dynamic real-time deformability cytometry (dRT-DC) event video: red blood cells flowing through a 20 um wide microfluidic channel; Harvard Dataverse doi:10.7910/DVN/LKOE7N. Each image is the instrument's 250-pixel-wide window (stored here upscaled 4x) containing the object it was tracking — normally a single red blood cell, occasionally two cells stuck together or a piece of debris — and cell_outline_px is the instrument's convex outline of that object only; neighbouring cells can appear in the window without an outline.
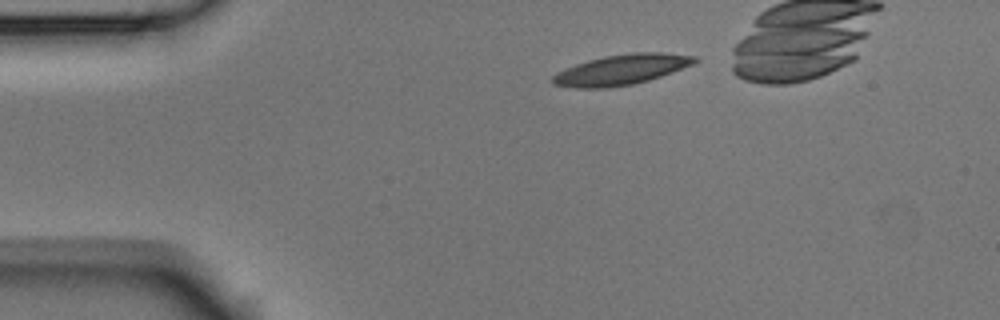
{"species": "Egyptian fruit bat (a non-hibernating species)", "species_latin": "Rousettus aegyptiacus", "temperature_condition": "room temperature", "stored_images_in_passage": 6, "camera_frame_rate_fps": 3000, "um_per_image_px": 0.085, "animal": {"sex": "male"}, "frame": {"image": 1, "passage_image": 1, "time_ms": 0.0, "image_size_px": [1000, 320], "cell_outline_px": [[700, 60], [692, 64], [672, 72], [648, 80], [632, 84], [604, 88], [576, 88], [552, 84], [552, 76], [556, 72], [576, 64], [588, 60], [604, 56], [632, 52], [660, 52], [696, 56]], "centroid_in_image_um": [52.8, 5.91], "position_along_channel_um": 32.2, "area_um2": 24.97}}
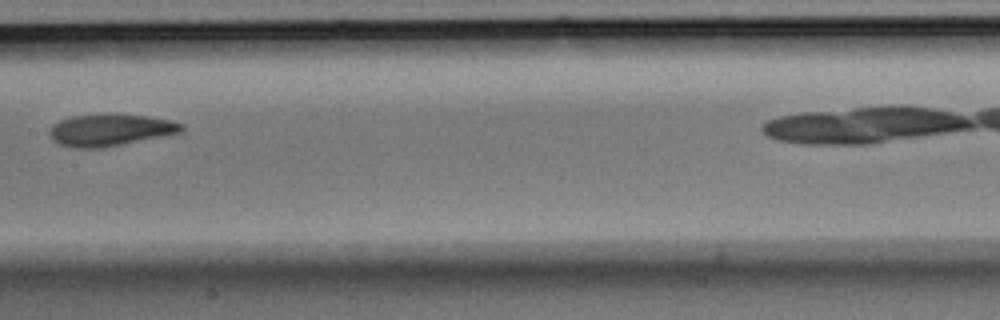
{"frame": {"image": 2, "passage_image": 5, "time_ms": 1.333, "image_size_px": [1000, 320], "cell_outline_px": [[184, 128], [180, 132], [104, 148], [76, 148], [60, 144], [52, 140], [48, 132], [60, 120], [68, 116], [104, 112], [116, 112], [148, 116], [172, 120], [184, 124]], "centroid_in_image_um": [9.36, 11.01], "position_along_channel_um": 198.0, "area_um2": 25.09}}
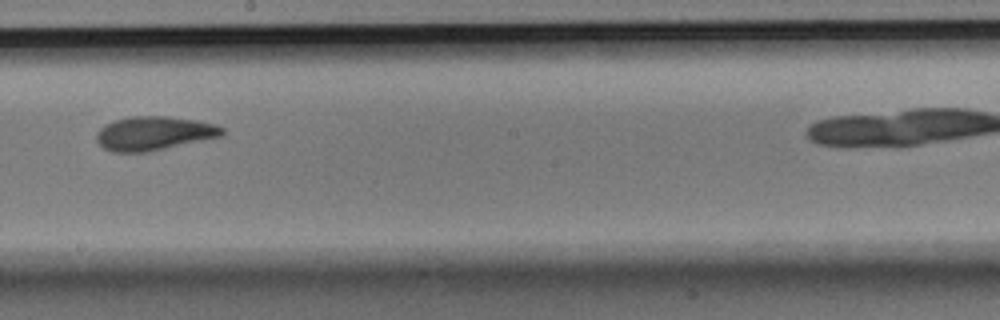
{"frame": {"image": 3, "passage_image": 6, "time_ms": 1.667, "image_size_px": [1000, 320], "cell_outline_px": [[224, 136], [148, 152], [112, 152], [104, 148], [96, 140], [96, 132], [104, 124], [116, 120], [132, 116], [168, 116], [196, 120], [216, 124], [224, 128]], "centroid_in_image_um": [13.11, 11.33], "position_along_channel_um": 235.1, "area_um2": 25.03}}